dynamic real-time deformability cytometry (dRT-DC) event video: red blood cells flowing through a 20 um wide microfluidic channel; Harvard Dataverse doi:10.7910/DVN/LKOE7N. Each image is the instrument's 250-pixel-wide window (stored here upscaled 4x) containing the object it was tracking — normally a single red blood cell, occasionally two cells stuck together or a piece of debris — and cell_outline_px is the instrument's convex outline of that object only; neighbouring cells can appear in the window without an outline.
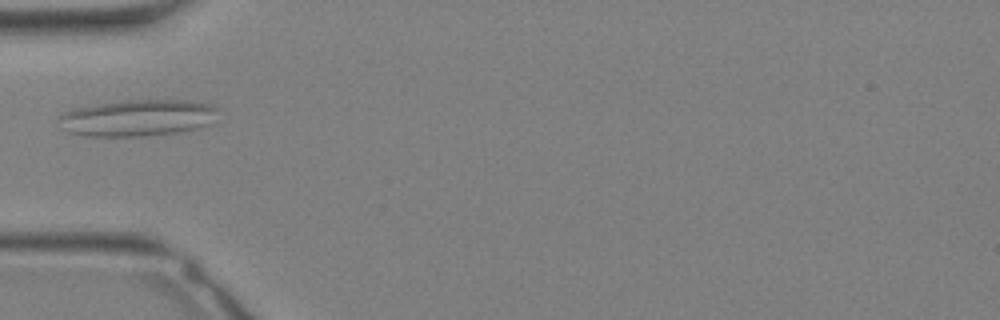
{"species": "Egyptian fruit bat (a non-hibernating species)", "species_latin": "Rousettus aegyptiacus", "temperature_condition": "warm", "stored_images_in_passage": 5, "camera_frame_rate_fps": 3000, "um_per_image_px": 0.085, "animal": {"sex": "female"}, "frame": {"image": 1, "passage_image": 1, "time_ms": 0.0, "image_size_px": [1000, 320], "cell_outline_px": [[220, 108], [212, 124], [204, 128], [176, 132], [144, 136], [88, 136], [68, 132], [56, 120], [64, 112], [72, 108], [96, 104], [124, 100], [188, 100], [208, 104]], "centroid_in_image_um": [11.73, 10.01], "position_along_channel_um": 73.3, "area_um2": 34.33}}